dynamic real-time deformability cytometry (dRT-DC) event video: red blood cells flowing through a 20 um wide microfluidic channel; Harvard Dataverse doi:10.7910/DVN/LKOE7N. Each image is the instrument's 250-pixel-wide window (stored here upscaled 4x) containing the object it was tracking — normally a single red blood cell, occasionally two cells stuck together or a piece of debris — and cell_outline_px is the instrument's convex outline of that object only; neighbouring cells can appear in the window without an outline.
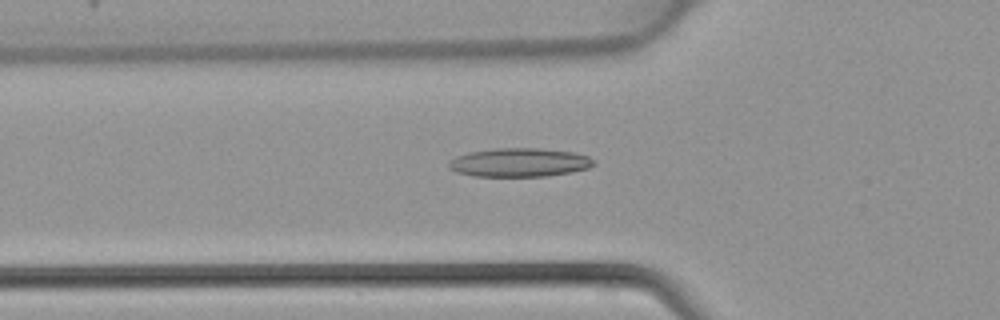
{"species": "common noctule bat (a hibernating species)", "species_latin": "Nyctalus noctula", "temperature_condition": "warm", "stored_images_in_passage": 45, "camera_frame_rate_fps": 3000, "um_per_image_px": 0.085, "animal": {"sex": "female", "body_mass_g": 22.7, "forearm_length_mm": 54.2}, "frame": {"image": 1, "passage_image": 16, "time_ms": 5.0, "image_size_px": [1000, 320], "cell_outline_px": [[596, 164], [588, 168], [572, 172], [548, 176], [472, 176], [456, 172], [448, 168], [448, 160], [456, 156], [468, 152], [496, 148], [540, 148], [572, 152], [588, 156], [596, 160]], "centroid_in_image_um": [44.14, 13.81], "position_along_channel_um": 81.7, "area_um2": 24.51}}
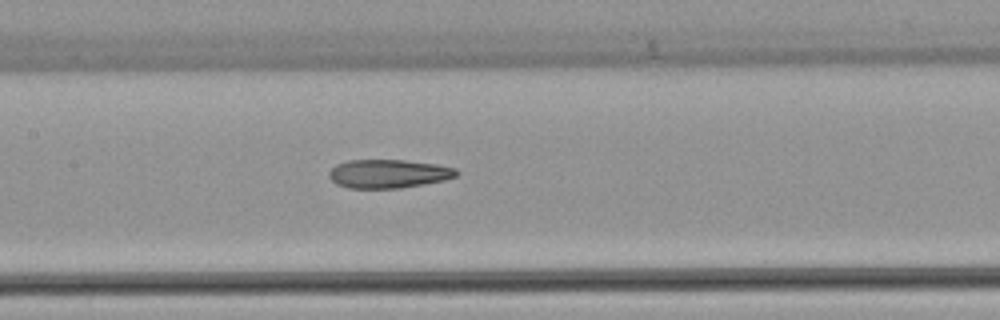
{"frame": {"image": 2, "passage_image": 22, "time_ms": 7.0, "image_size_px": [1000, 320], "cell_outline_px": [[460, 172], [456, 176], [444, 180], [424, 184], [400, 188], [348, 188], [336, 184], [328, 176], [328, 172], [336, 164], [348, 160], [404, 160], [436, 164], [456, 168]], "centroid_in_image_um": [33.01, 14.76], "position_along_channel_um": 174.4, "area_um2": 21.33}}
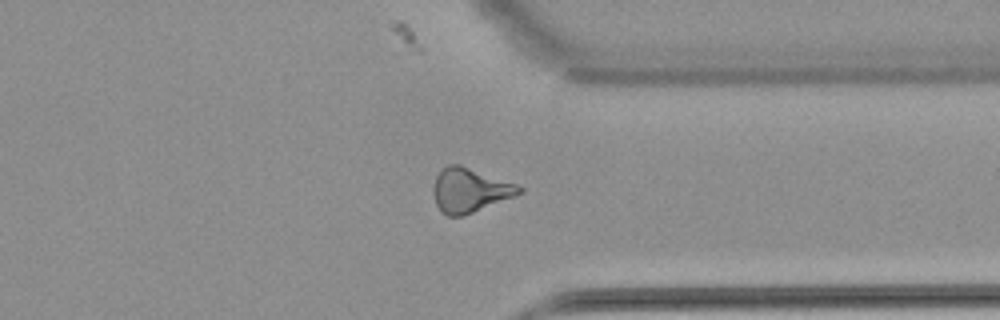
{"frame": {"image": 3, "passage_image": 35, "time_ms": 11.333, "image_size_px": [1000, 320], "cell_outline_px": [[524, 192], [516, 196], [472, 212], [460, 216], [448, 216], [436, 204], [432, 192], [432, 188], [436, 176], [440, 168], [448, 164], [460, 164], [520, 184], [524, 188]], "centroid_in_image_um": [39.96, 16.13], "position_along_channel_um": 371.4, "area_um2": 22.43}}